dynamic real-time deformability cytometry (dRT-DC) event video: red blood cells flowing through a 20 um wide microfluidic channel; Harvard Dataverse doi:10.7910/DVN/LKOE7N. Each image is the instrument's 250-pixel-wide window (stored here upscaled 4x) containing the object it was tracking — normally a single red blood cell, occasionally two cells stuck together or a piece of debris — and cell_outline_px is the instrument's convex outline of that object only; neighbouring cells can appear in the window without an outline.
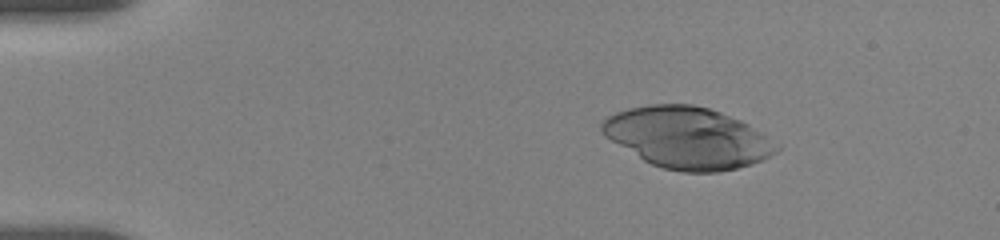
{"species": "human", "species_latin": "Homo sapiens", "temperature_condition": "room temperature", "stored_images_in_passage": 5, "camera_frame_rate_fps": 3000, "um_per_image_px": 0.085, "donor": {"sex": "female"}, "frame": {"image": 1, "passage_image": 3, "time_ms": 2.0, "image_size_px": [1000, 240], "cell_outline_px": [[780, 148], [776, 152], [764, 160], [752, 164], [736, 168], [716, 172], [680, 172], [664, 168], [652, 164], [644, 160], [604, 136], [600, 128], [600, 124], [608, 116], [616, 112], [628, 108], [648, 104], [692, 104], [708, 108], [720, 112], [740, 120], [748, 124], [780, 144]], "centroid_in_image_um": [58.46, 11.71], "position_along_channel_um": 26.5, "area_um2": 62.37}}